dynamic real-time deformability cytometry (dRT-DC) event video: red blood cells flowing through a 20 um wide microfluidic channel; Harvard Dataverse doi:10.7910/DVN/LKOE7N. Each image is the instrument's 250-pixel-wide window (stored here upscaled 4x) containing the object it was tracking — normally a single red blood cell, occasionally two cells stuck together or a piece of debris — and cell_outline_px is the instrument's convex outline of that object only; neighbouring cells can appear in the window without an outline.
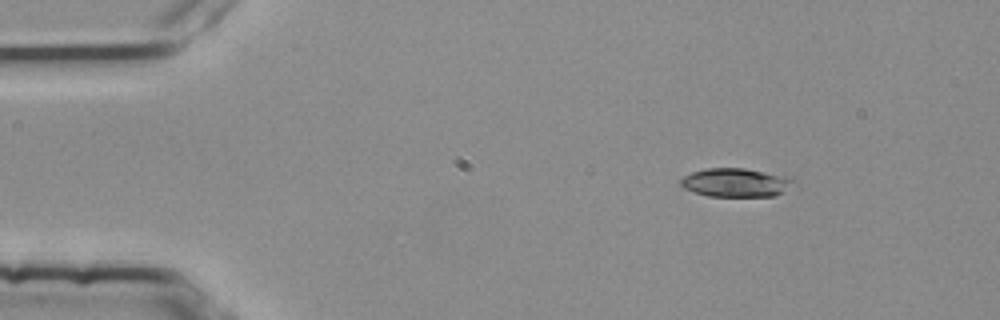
{"species": "common noctule bat (a hibernating species)", "species_latin": "Nyctalus noctula", "temperature_condition": "room temperature", "stored_images_in_passage": 2, "camera_frame_rate_fps": 3000, "um_per_image_px": 0.085, "animal": {"sex": "female", "body_mass_g": 25.1}, "frame": {"image": 1, "passage_image": 1, "time_ms": 0.0, "image_size_px": [1000, 320], "cell_outline_px": [[800, 184], [784, 192], [772, 196], [708, 196], [684, 188], [680, 184], [680, 180], [684, 176], [692, 172], [704, 168], [744, 168], [796, 180]], "centroid_in_image_um": [62.56, 15.53], "position_along_channel_um": 22.4, "area_um2": 18.73}}